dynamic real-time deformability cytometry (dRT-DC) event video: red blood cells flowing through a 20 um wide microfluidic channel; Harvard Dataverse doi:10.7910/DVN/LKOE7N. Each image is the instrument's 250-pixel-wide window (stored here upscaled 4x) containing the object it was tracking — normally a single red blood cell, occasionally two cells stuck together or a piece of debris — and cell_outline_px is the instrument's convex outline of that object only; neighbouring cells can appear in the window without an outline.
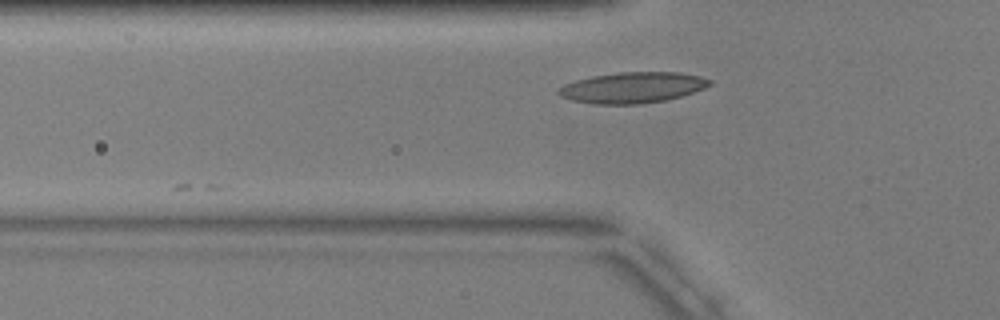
{"species": "common noctule bat (a hibernating species)", "species_latin": "Nyctalus noctula", "temperature_condition": "warm", "stored_images_in_passage": 3, "camera_frame_rate_fps": 3000, "um_per_image_px": 0.085, "animal": {"sex": "male", "body_mass_g": 17.9, "forearm_length_mm": 54.2}, "frame": {"image": 1, "passage_image": 3, "time_ms": 2.333, "image_size_px": [1000, 320], "cell_outline_px": [[712, 84], [704, 88], [680, 96], [664, 100], [636, 104], [596, 104], [572, 100], [560, 96], [556, 92], [556, 88], [564, 84], [576, 80], [592, 76], [620, 72], [680, 72], [700, 76], [712, 80]], "centroid_in_image_um": [53.73, 7.43], "position_along_channel_um": 72.1, "area_um2": 27.11}}